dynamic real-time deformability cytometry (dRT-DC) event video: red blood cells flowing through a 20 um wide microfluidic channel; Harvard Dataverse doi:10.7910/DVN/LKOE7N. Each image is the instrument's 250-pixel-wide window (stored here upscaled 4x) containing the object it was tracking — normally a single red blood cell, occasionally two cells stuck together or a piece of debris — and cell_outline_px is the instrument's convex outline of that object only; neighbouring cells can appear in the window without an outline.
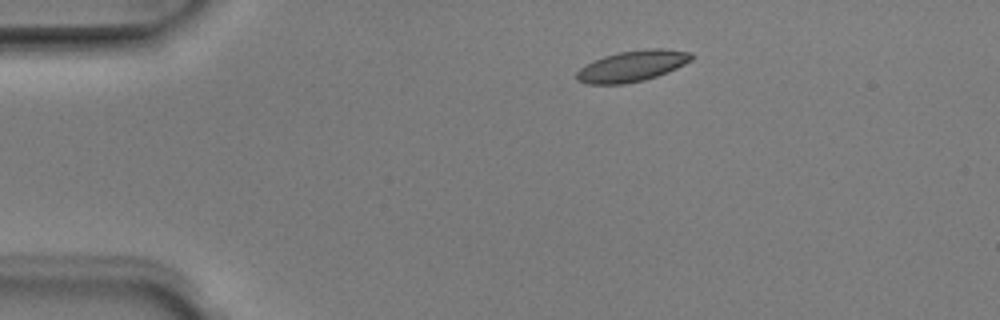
{"species": "Egyptian fruit bat (a non-hibernating species)", "species_latin": "Rousettus aegyptiacus", "temperature_condition": "room temperature", "stored_images_in_passage": 8, "camera_frame_rate_fps": 3000, "um_per_image_px": 0.085, "animal": {"sex": "male"}, "frame": {"image": 1, "passage_image": 1, "time_ms": 0.0, "image_size_px": [1000, 320], "cell_outline_px": [[696, 56], [692, 60], [668, 72], [644, 80], [624, 84], [588, 84], [576, 80], [576, 72], [580, 68], [604, 56], [620, 52], [652, 48], [664, 48], [692, 52]], "centroid_in_image_um": [53.78, 5.61], "position_along_channel_um": 31.2, "area_um2": 20.69}}
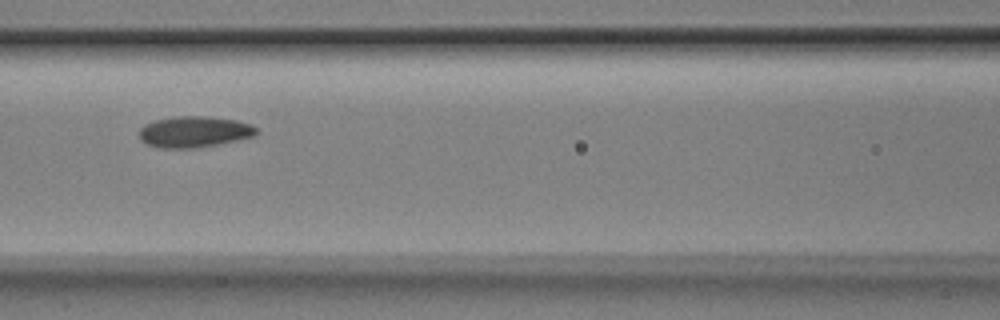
{"frame": {"image": 2, "passage_image": 5, "time_ms": 1.333, "image_size_px": [1000, 320], "cell_outline_px": [[260, 132], [256, 136], [196, 148], [160, 148], [148, 144], [140, 140], [140, 128], [144, 124], [156, 120], [172, 116], [200, 116], [236, 120], [252, 124]], "centroid_in_image_um": [16.52, 11.2], "position_along_channel_um": 150.1, "area_um2": 21.27}}
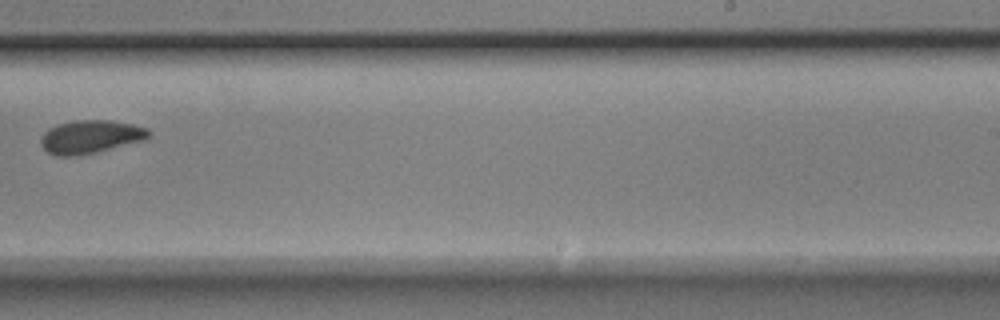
{"frame": {"image": 3, "passage_image": 8, "time_ms": 2.333, "image_size_px": [1000, 320], "cell_outline_px": [[152, 132], [144, 140], [76, 156], [56, 156], [48, 152], [40, 144], [40, 136], [48, 128], [56, 124], [76, 120], [112, 120], [132, 124], [148, 128]], "centroid_in_image_um": [7.65, 11.61], "position_along_channel_um": 281.3, "area_um2": 20.87}}